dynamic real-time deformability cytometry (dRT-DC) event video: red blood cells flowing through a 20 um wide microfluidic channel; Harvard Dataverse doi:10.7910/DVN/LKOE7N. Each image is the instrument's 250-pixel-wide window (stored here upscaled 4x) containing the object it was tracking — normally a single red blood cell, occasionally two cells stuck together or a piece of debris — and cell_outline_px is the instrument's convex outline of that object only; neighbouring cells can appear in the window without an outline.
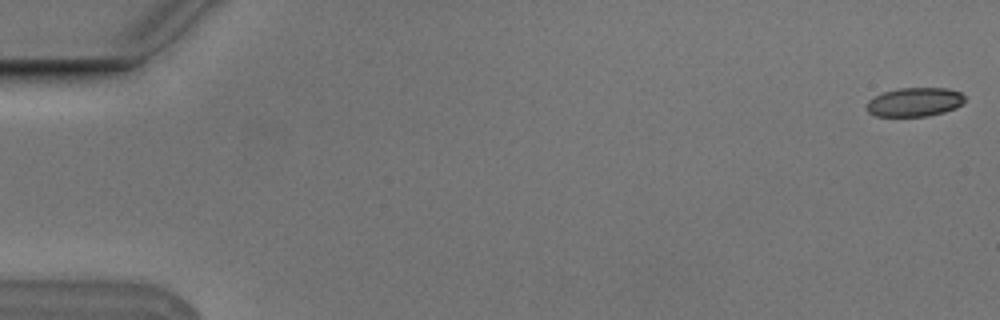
{"species": "Egyptian fruit bat (a non-hibernating species)", "species_latin": "Rousettus aegyptiacus", "temperature_condition": "cold", "stored_images_in_passage": 6, "camera_frame_rate_fps": 3000, "um_per_image_px": 0.085, "animal": {"sex": "male"}, "frame": {"image": 1, "passage_image": 1, "time_ms": 0.0, "image_size_px": [1000, 320], "cell_outline_px": [[964, 100], [956, 108], [944, 112], [928, 116], [876, 116], [868, 112], [864, 108], [868, 100], [884, 92], [900, 88], [948, 88], [960, 92], [964, 96]], "centroid_in_image_um": [77.72, 8.68], "position_along_channel_um": 7.3, "area_um2": 16.53}}
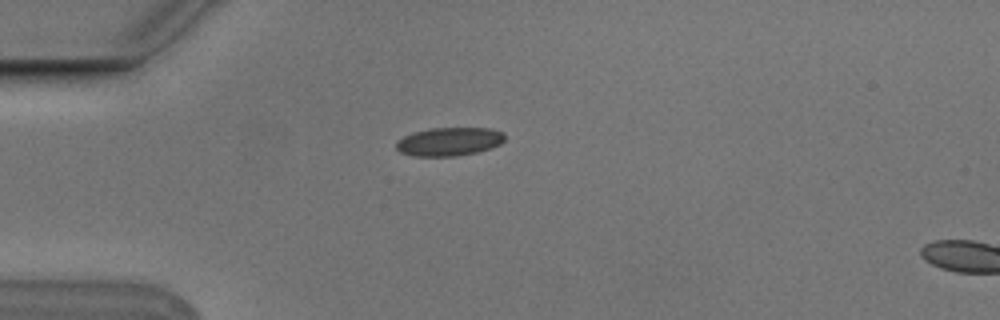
{"frame": {"image": 2, "passage_image": 5, "time_ms": 1.333, "image_size_px": [1000, 320], "cell_outline_px": [[504, 140], [500, 144], [476, 152], [456, 156], [412, 156], [400, 152], [396, 148], [396, 140], [404, 136], [416, 132], [432, 128], [488, 128], [504, 132]], "centroid_in_image_um": [38.16, 12.04], "position_along_channel_um": 46.8, "area_um2": 17.86}}